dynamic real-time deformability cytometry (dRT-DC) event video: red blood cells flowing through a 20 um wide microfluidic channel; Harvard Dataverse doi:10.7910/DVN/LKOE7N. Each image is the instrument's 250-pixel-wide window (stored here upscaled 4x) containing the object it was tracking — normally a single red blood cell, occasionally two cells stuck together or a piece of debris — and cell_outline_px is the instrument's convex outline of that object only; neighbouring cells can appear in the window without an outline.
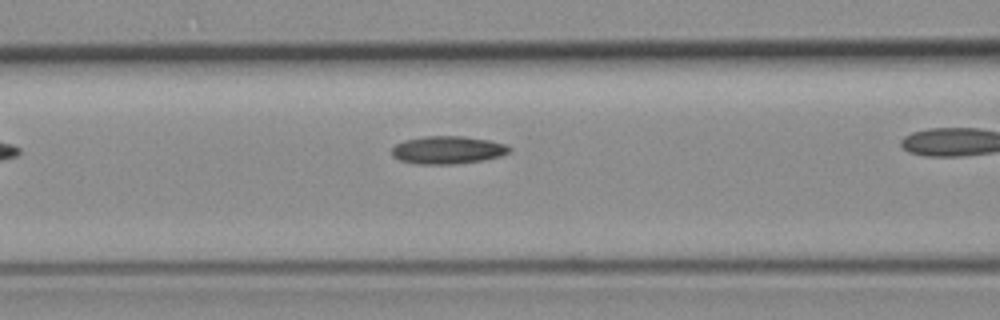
{"species": "common noctule bat (a hibernating species)", "species_latin": "Nyctalus noctula", "temperature_condition": "room temperature", "stored_images_in_passage": 6, "camera_frame_rate_fps": 3000, "um_per_image_px": 0.085, "animal": {"sex": "female", "body_mass_g": 19.3, "forearm_length_mm": 54.1}, "frame": {"image": 1, "passage_image": 5, "time_ms": 5.667, "image_size_px": [1000, 320], "cell_outline_px": [[512, 152], [500, 156], [484, 160], [456, 164], [416, 164], [400, 160], [392, 156], [392, 148], [396, 144], [404, 140], [424, 136], [460, 136], [488, 140], [508, 144], [512, 148]], "centroid_in_image_um": [38.09, 12.75], "position_along_channel_um": 128.5, "area_um2": 19.25}}